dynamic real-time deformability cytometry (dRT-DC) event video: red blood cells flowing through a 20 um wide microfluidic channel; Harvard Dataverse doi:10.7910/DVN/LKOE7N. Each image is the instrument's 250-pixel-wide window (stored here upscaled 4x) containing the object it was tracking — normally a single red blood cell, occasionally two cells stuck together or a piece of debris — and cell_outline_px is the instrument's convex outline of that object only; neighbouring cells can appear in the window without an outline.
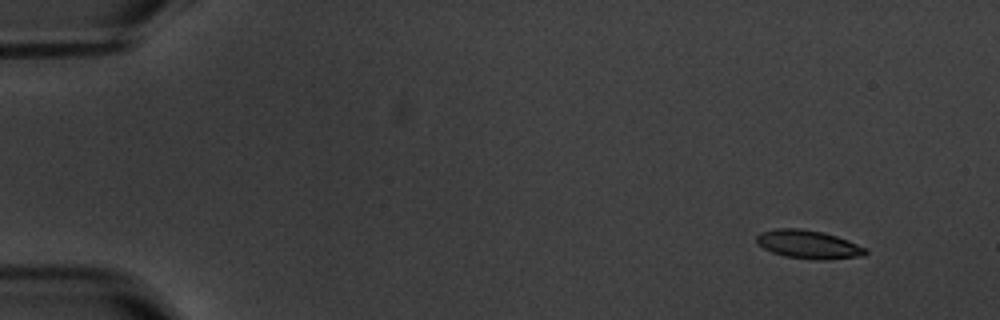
{"species": "common noctule bat (a hibernating species)", "species_latin": "Nyctalus noctula", "temperature_condition": "warm", "stored_images_in_passage": 6, "camera_frame_rate_fps": 3000, "um_per_image_px": 0.085, "animal": {"sex": "male", "body_mass_g": 20.1, "forearm_length_mm": 53.5}, "frame": {"image": 1, "passage_image": 1, "time_ms": 0.0, "image_size_px": [1000, 320], "cell_outline_px": [[868, 252], [864, 256], [824, 260], [784, 256], [772, 252], [764, 248], [756, 240], [756, 236], [760, 232], [776, 228], [800, 228], [824, 232], [848, 240], [868, 248]], "centroid_in_image_um": [68.75, 20.77], "position_along_channel_um": 16.2, "area_um2": 18.09}}
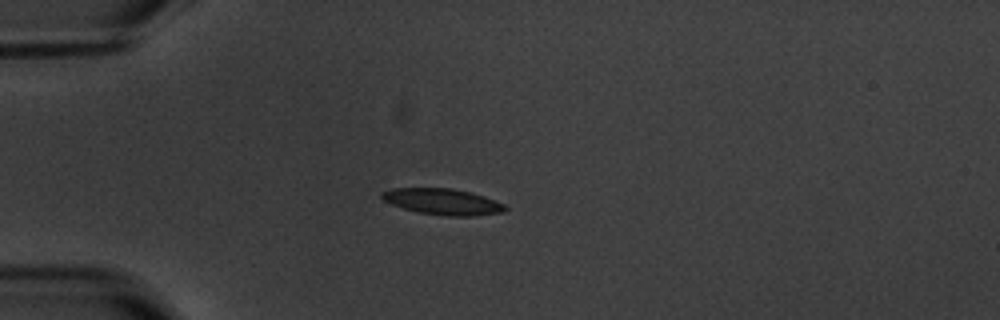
{"frame": {"image": 2, "passage_image": 4, "time_ms": 3.667, "image_size_px": [1000, 320], "cell_outline_px": [[508, 208], [504, 212], [472, 216], [448, 216], [420, 212], [404, 208], [392, 204], [384, 200], [380, 196], [380, 192], [392, 188], [452, 188], [484, 196], [504, 204]], "centroid_in_image_um": [37.63, 17.14], "position_along_channel_um": 47.4, "area_um2": 18.61}}